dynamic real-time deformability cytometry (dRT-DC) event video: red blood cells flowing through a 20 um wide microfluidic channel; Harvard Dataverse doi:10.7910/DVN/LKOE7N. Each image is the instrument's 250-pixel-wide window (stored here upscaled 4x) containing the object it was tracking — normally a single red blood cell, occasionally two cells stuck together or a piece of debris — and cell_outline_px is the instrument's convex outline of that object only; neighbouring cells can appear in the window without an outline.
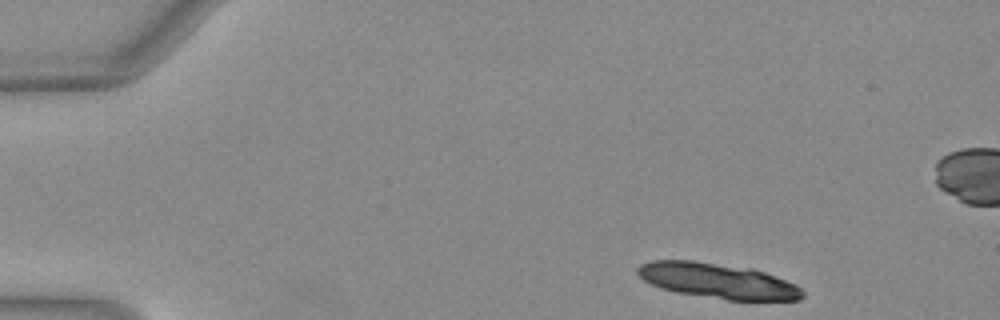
{"species": "Egyptian fruit bat (a non-hibernating species)", "species_latin": "Rousettus aegyptiacus", "temperature_condition": "warm", "stored_images_in_passage": 9, "camera_frame_rate_fps": 3000, "um_per_image_px": 0.085, "animal": {"sex": "female"}, "frame": {"image": 1, "passage_image": 1, "time_ms": 0.0, "image_size_px": [1000, 320], "cell_outline_px": [[804, 296], [800, 300], [728, 300], [676, 292], [660, 288], [644, 280], [636, 272], [636, 268], [640, 264], [652, 260], [692, 260], [752, 268], [764, 272], [796, 284], [804, 292]], "centroid_in_image_um": [61.0, 23.86], "position_along_channel_um": 24.0, "area_um2": 33.87}}